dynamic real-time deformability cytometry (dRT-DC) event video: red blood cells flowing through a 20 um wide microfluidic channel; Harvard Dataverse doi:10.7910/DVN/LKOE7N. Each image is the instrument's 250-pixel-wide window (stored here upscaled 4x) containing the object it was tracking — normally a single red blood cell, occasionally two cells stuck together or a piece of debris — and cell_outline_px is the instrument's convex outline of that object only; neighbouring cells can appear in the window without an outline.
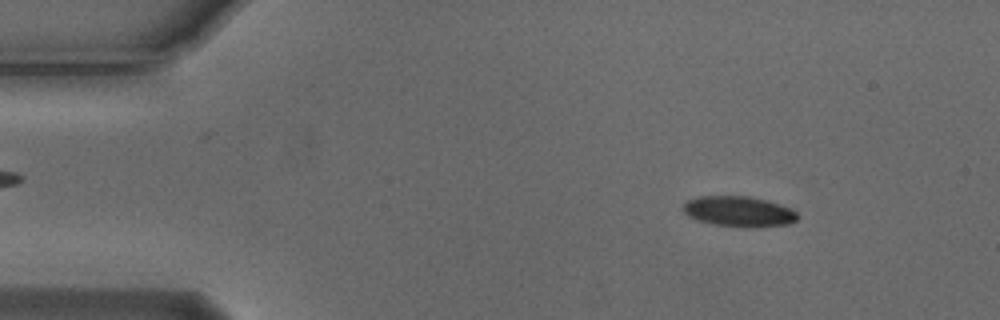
{"species": "Egyptian fruit bat (a non-hibernating species)", "species_latin": "Rousettus aegyptiacus", "temperature_condition": "cold", "stored_images_in_passage": 49, "camera_frame_rate_fps": 3000, "um_per_image_px": 0.085, "animal": {"sex": "male"}, "frame": {"image": 1, "passage_image": 7, "time_ms": 2.0, "image_size_px": [1000, 320], "cell_outline_px": [[800, 216], [796, 220], [788, 224], [756, 228], [748, 228], [716, 224], [696, 220], [688, 216], [684, 212], [684, 204], [688, 200], [700, 196], [752, 196], [768, 200], [792, 208]], "centroid_in_image_um": [62.86, 17.98], "position_along_channel_um": 22.1, "area_um2": 20.52}}
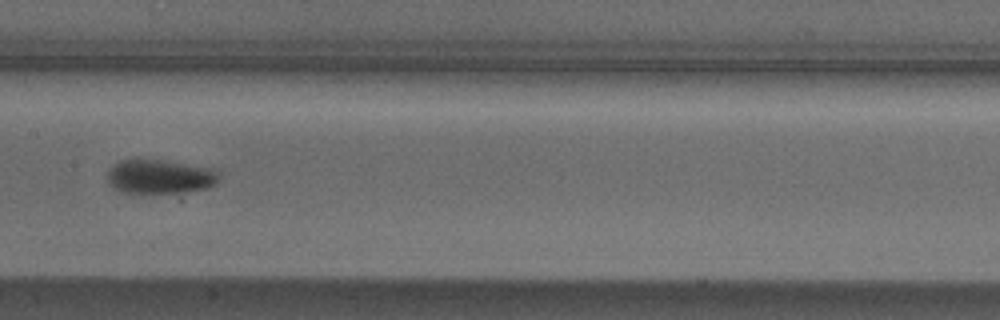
{"frame": {"image": 2, "passage_image": 27, "time_ms": 8.667, "image_size_px": [1000, 320], "cell_outline_px": [[220, 176], [216, 184], [204, 188], [172, 192], [120, 192], [108, 180], [108, 172], [120, 160], [164, 160], [220, 168]], "centroid_in_image_um": [13.7, 14.98], "position_along_channel_um": 193.7, "area_um2": 21.91}}
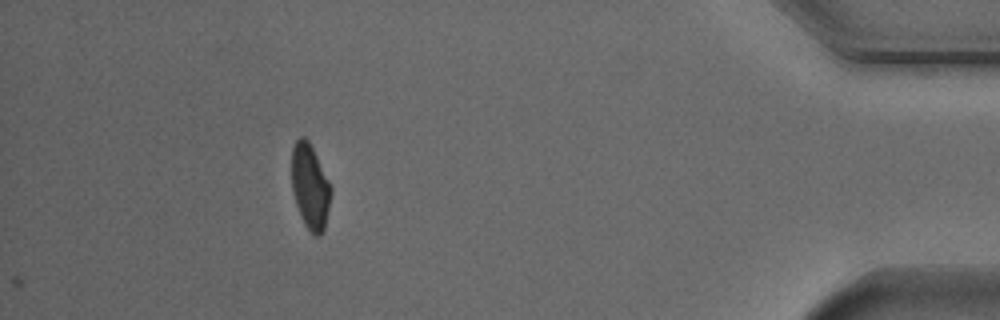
{"frame": {"image": 3, "passage_image": 49, "time_ms": 16.0, "image_size_px": [1000, 320], "cell_outline_px": [[332, 188], [324, 228], [320, 236], [316, 236], [304, 224], [300, 216], [292, 192], [292, 148], [296, 140], [300, 136], [304, 136], [308, 140]], "centroid_in_image_um": [26.34, 15.85], "position_along_channel_um": 408.9, "area_um2": 19.13}, "authors_computed_cell_mechanics": {"area_um2": 20.8658, "velocity_mm_per_s": 3.7357, "shape_relaxation_time_tau1_ms": 4.3128, "shape_relaxation_time_tau2_ms": 7.9364, "deformation_change_tau1": 0.1313, "deformation_change_tau2": 0.0839}}